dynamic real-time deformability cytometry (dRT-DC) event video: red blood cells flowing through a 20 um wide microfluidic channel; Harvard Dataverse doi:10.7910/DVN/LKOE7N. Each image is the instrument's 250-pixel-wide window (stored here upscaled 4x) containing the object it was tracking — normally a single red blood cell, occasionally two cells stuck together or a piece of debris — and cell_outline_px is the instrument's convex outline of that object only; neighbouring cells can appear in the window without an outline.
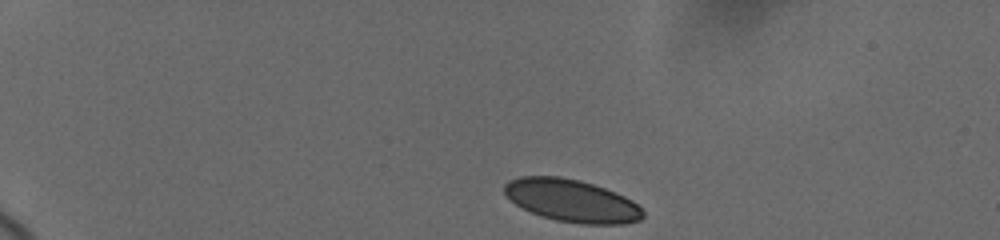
{"species": "human", "species_latin": "Homo sapiens", "temperature_condition": "cold", "stored_images_in_passage": 37, "camera_frame_rate_fps": 3000, "um_per_image_px": 0.085, "donor": {"sex": "female"}, "frame": {"image": 1, "passage_image": 1, "time_ms": 0.0, "image_size_px": [1000, 240], "cell_outline_px": [[644, 216], [640, 220], [624, 224], [580, 224], [556, 220], [532, 212], [516, 204], [504, 192], [504, 184], [508, 180], [520, 176], [560, 176], [580, 180], [604, 188], [624, 196], [632, 200], [644, 212]], "centroid_in_image_um": [48.6, 17.05], "position_along_channel_um": 36.4, "area_um2": 34.1}}
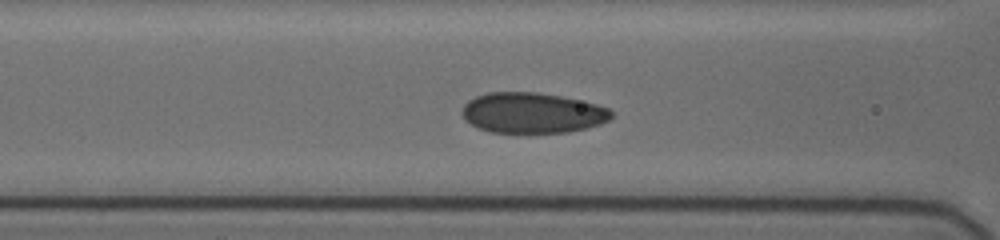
{"frame": {"image": 2, "passage_image": 26, "time_ms": 4.667, "image_size_px": [1000, 240], "cell_outline_px": [[612, 116], [608, 120], [600, 124], [588, 128], [568, 132], [488, 132], [464, 120], [460, 112], [464, 104], [468, 100], [476, 96], [488, 92], [536, 92], [560, 96], [596, 104], [608, 108], [612, 112]], "centroid_in_image_um": [45.21, 9.59], "position_along_channel_um": 121.4, "area_um2": 35.2}}
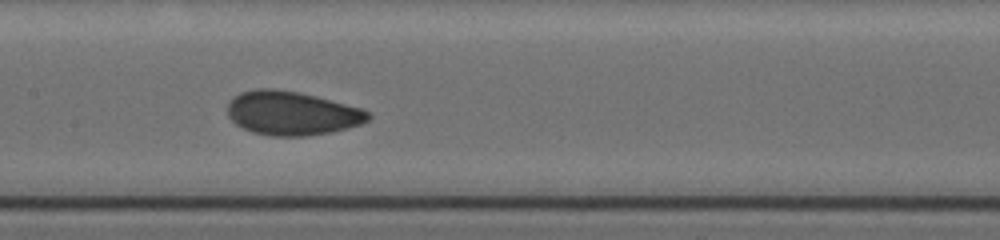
{"frame": {"image": 3, "passage_image": 36, "time_ms": 6.333, "image_size_px": [1000, 240], "cell_outline_px": [[372, 116], [368, 120], [360, 124], [348, 128], [332, 132], [304, 136], [272, 136], [252, 132], [236, 124], [228, 116], [228, 104], [240, 92], [256, 88], [272, 88], [296, 92], [316, 96], [360, 108], [368, 112]], "centroid_in_image_um": [24.8, 9.63], "position_along_channel_um": 182.6, "area_um2": 35.72}}